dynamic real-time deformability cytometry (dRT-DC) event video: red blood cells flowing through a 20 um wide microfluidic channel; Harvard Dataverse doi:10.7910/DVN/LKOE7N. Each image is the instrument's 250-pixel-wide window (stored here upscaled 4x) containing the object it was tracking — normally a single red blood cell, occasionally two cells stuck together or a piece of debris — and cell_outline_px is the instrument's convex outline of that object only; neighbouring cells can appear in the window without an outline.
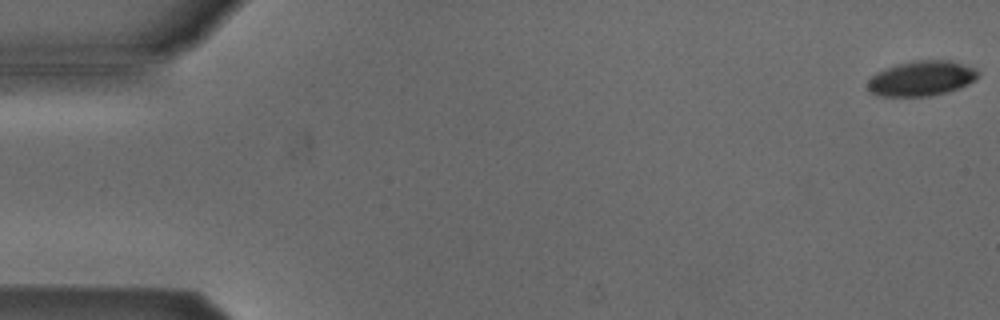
{"species": "Egyptian fruit bat (a non-hibernating species)", "species_latin": "Rousettus aegyptiacus", "temperature_condition": "cold", "stored_images_in_passage": 13, "camera_frame_rate_fps": 3000, "um_per_image_px": 0.085, "animal": {"sex": "male"}, "frame": {"image": 1, "passage_image": 1, "time_ms": 0.0, "image_size_px": [1000, 320], "cell_outline_px": [[980, 76], [976, 80], [960, 88], [948, 92], [932, 96], [876, 96], [868, 92], [868, 80], [876, 72], [896, 64], [912, 60], [952, 60], [976, 68], [980, 72]], "centroid_in_image_um": [78.35, 6.66], "position_along_channel_um": 6.6, "area_um2": 23.06}}